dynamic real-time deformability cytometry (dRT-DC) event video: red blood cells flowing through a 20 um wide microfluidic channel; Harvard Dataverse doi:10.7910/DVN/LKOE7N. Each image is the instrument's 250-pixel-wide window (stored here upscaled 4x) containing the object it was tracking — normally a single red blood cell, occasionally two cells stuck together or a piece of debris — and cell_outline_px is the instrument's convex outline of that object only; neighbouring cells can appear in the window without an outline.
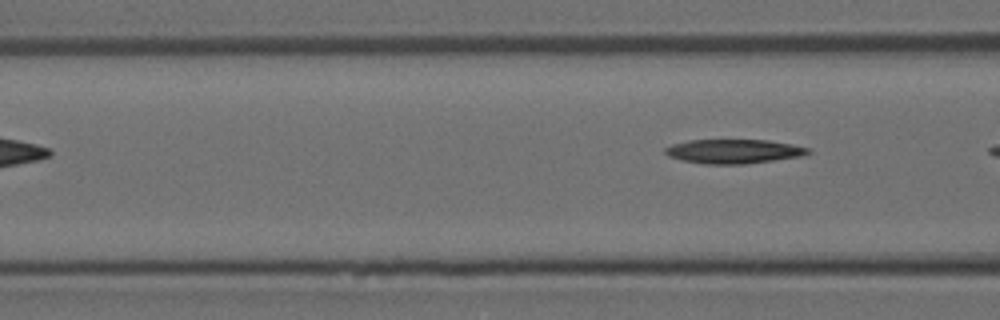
{"species": "Egyptian fruit bat (a non-hibernating species)", "species_latin": "Rousettus aegyptiacus", "temperature_condition": "room temperature", "stored_images_in_passage": 4, "segment_of_instrument_passage": [2, 2], "camera_frame_rate_fps": 3000, "um_per_image_px": 0.085, "animal": {"sex": "female"}, "frame": {"image": 1, "passage_image": 4, "time_ms": 4.333, "image_size_px": [1000, 320], "cell_outline_px": [[812, 152], [800, 156], [744, 164], [704, 164], [684, 160], [668, 156], [664, 152], [664, 148], [672, 144], [688, 140], [768, 140], [792, 144], [808, 148]], "centroid_in_image_um": [62.33, 12.86], "position_along_channel_um": 104.3, "area_um2": 20.0}}